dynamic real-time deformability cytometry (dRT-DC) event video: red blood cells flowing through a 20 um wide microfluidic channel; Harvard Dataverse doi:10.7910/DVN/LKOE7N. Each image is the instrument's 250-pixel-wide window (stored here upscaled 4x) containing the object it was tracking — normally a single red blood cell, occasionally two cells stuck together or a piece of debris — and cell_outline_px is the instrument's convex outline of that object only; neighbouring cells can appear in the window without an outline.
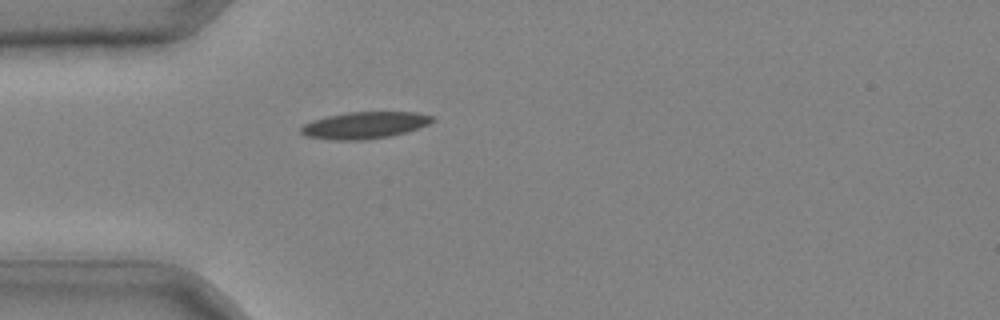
{"species": "common noctule bat (a hibernating species)", "species_latin": "Nyctalus noctula", "temperature_condition": "cold", "stored_images_in_passage": 28, "camera_frame_rate_fps": 3000, "um_per_image_px": 0.085, "animal": {"sex": "male", "body_mass_g": 20.4}, "frame": {"image": 1, "passage_image": 1, "time_ms": 0.0, "image_size_px": [1000, 320], "cell_outline_px": [[436, 120], [428, 124], [408, 132], [388, 136], [364, 140], [332, 140], [308, 136], [300, 132], [300, 128], [304, 124], [312, 120], [328, 116], [348, 112], [416, 112], [432, 116]], "centroid_in_image_um": [31.01, 10.64], "position_along_channel_um": 54.0, "area_um2": 20.46}}
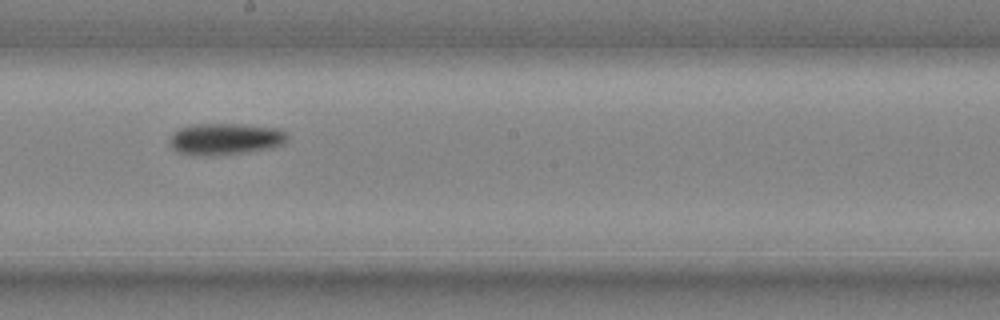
{"frame": {"image": 2, "passage_image": 13, "time_ms": 4.0, "image_size_px": [1000, 320], "cell_outline_px": [[288, 140], [284, 144], [272, 148], [248, 152], [212, 156], [188, 156], [172, 148], [168, 140], [172, 132], [180, 128], [196, 124], [240, 124], [280, 128], [288, 136]], "centroid_in_image_um": [19.14, 11.83], "position_along_channel_um": 229.1, "area_um2": 22.14}}
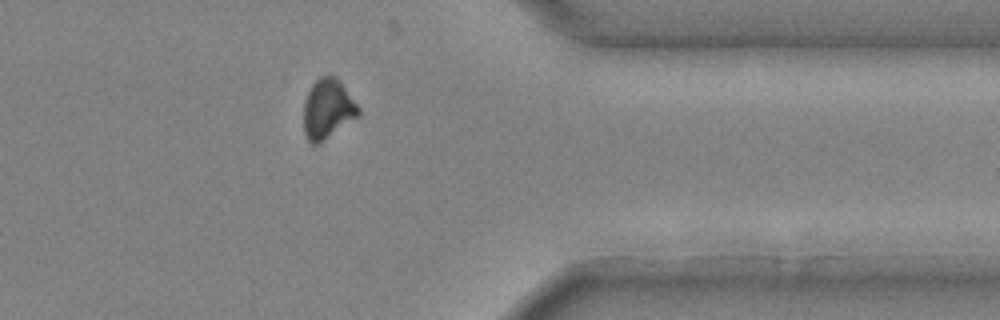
{"frame": {"image": 3, "passage_image": 24, "time_ms": 7.667, "image_size_px": [1000, 320], "cell_outline_px": [[360, 116], [316, 144], [312, 144], [304, 136], [304, 100], [312, 84], [320, 76], [336, 76], [360, 108]], "centroid_in_image_um": [27.85, 9.25], "position_along_channel_um": 383.5, "area_um2": 18.9}}